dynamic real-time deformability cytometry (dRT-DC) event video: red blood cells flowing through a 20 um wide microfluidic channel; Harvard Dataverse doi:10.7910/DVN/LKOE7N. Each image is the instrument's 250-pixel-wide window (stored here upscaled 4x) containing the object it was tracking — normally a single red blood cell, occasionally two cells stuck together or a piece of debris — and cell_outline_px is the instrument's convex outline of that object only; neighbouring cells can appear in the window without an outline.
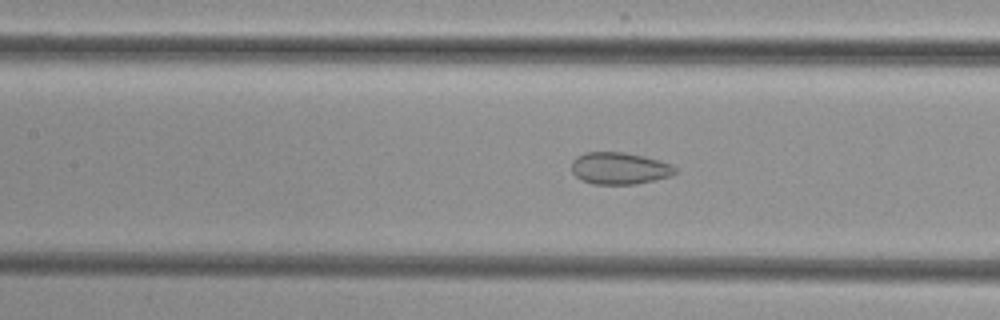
{"species": "common noctule bat (a hibernating species)", "species_latin": "Nyctalus noctula", "temperature_condition": "cold", "stored_images_in_passage": 50, "camera_frame_rate_fps": 3000, "um_per_image_px": 0.085, "animal": {"sex": "female", "body_mass_g": 29.2, "forearm_length_mm": 56.3}, "frame": {"image": 1, "passage_image": 25, "time_ms": 8.0, "image_size_px": [1000, 320], "cell_outline_px": [[676, 172], [672, 176], [636, 184], [592, 184], [580, 180], [572, 172], [572, 160], [576, 156], [584, 152], [624, 152], [644, 156], [672, 164], [676, 168]], "centroid_in_image_um": [52.64, 14.3], "position_along_channel_um": 154.8, "area_um2": 19.48}}
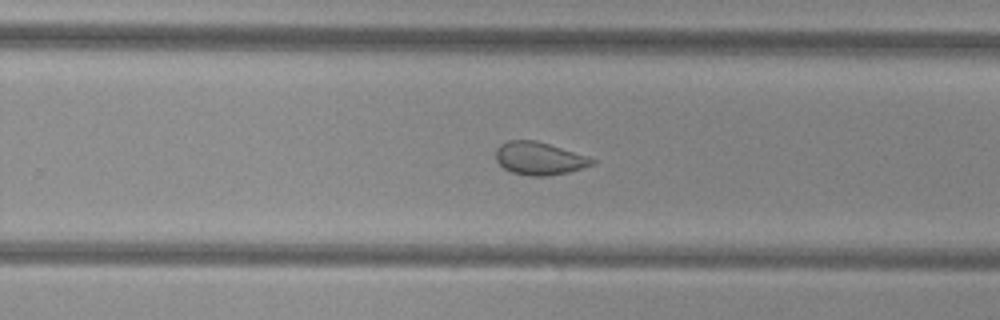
{"frame": {"image": 2, "passage_image": 35, "time_ms": 11.333, "image_size_px": [1000, 320], "cell_outline_px": [[596, 164], [568, 172], [548, 176], [532, 176], [512, 172], [504, 168], [496, 160], [496, 148], [500, 144], [508, 140], [536, 140], [588, 156], [596, 160]], "centroid_in_image_um": [45.85, 13.46], "position_along_channel_um": 284.0, "area_um2": 18.44}}
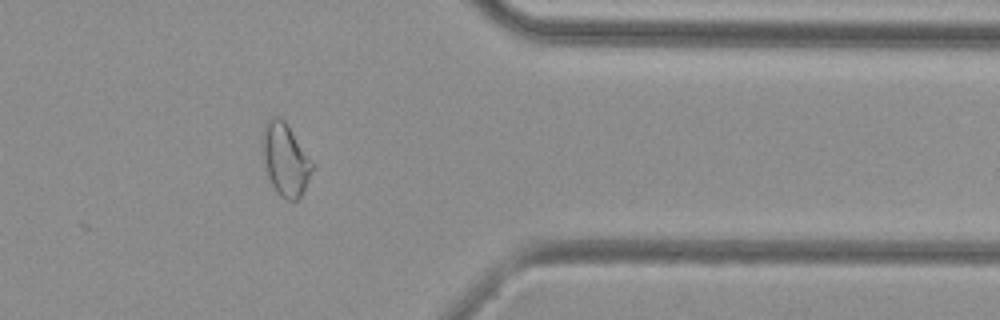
{"frame": {"image": 3, "passage_image": 44, "time_ms": 14.333, "image_size_px": [1000, 320], "cell_outline_px": [[316, 164], [300, 196], [296, 200], [284, 200], [276, 192], [268, 176], [260, 152], [260, 140], [264, 124], [272, 116], [280, 116], [288, 124]], "centroid_in_image_um": [24.23, 13.5], "position_along_channel_um": 387.2, "area_um2": 21.79}}